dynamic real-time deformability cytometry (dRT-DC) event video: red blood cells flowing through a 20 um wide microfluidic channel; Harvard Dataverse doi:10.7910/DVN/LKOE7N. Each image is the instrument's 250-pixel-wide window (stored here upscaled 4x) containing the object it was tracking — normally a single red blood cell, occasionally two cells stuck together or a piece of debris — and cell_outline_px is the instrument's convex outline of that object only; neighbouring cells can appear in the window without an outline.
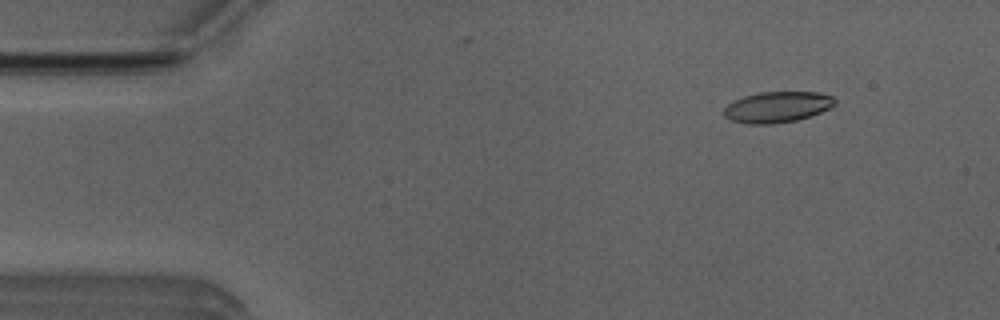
{"species": "Egyptian fruit bat (a non-hibernating species)", "species_latin": "Rousettus aegyptiacus", "temperature_condition": "room temperature", "stored_images_in_passage": 12, "camera_frame_rate_fps": 3000, "um_per_image_px": 0.085, "animal": {"sex": "male"}, "frame": {"image": 1, "passage_image": 4, "time_ms": 1.0, "image_size_px": [1000, 320], "cell_outline_px": [[836, 104], [832, 108], [796, 120], [772, 124], [748, 124], [732, 120], [724, 116], [724, 108], [728, 104], [744, 96], [760, 92], [820, 92], [832, 96], [836, 100]], "centroid_in_image_um": [66.1, 9.09], "position_along_channel_um": 18.9, "area_um2": 19.94}}